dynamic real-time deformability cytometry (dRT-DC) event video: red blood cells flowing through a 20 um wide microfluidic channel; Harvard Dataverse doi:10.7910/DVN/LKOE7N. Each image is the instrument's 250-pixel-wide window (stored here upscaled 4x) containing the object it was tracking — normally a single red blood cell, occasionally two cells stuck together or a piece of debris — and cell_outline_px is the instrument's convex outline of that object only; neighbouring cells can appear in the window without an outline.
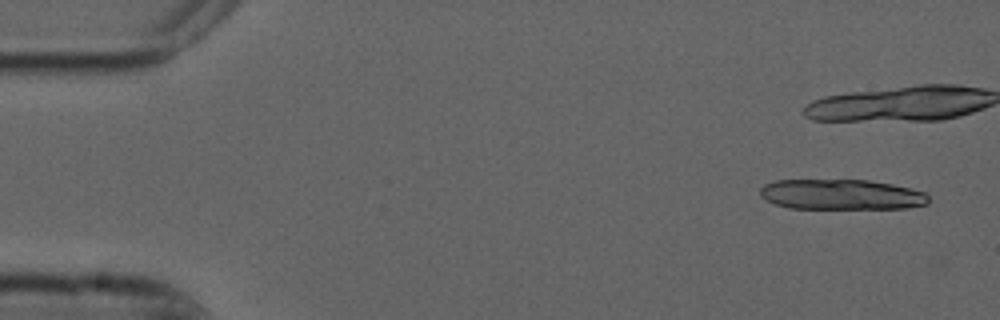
{"species": "common noctule bat (a hibernating species)", "species_latin": "Nyctalus noctula", "temperature_condition": "cold", "stored_images_in_passage": 6, "camera_frame_rate_fps": 3000, "um_per_image_px": 0.085, "animal": {"sex": "male", "forearm_length_mm": 52.5}, "frame": {"image": 1, "passage_image": 1, "time_ms": 0.0, "image_size_px": [1000, 320], "cell_outline_px": [[928, 204], [908, 208], [788, 208], [764, 200], [760, 196], [760, 188], [764, 184], [776, 180], [868, 180], [892, 184], [924, 192], [928, 196]], "centroid_in_image_um": [71.48, 16.53], "position_along_channel_um": 13.5, "area_um2": 29.77}}